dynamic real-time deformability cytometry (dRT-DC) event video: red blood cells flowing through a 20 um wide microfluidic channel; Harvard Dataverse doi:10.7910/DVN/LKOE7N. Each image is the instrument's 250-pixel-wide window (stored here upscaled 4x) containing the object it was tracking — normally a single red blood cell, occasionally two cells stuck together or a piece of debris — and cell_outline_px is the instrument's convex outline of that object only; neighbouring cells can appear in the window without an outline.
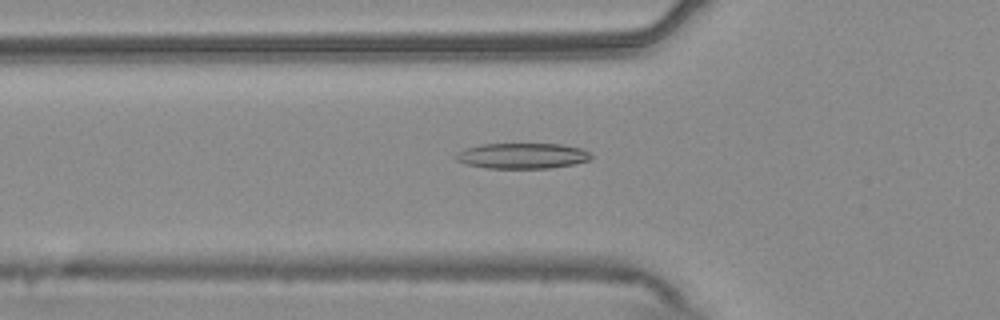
{"species": "common noctule bat (a hibernating species)", "species_latin": "Nyctalus noctula", "temperature_condition": "warm", "stored_images_in_passage": 54, "camera_frame_rate_fps": 3000, "um_per_image_px": 0.085, "animal": {"sex": "male", "body_mass_g": 20.4}, "frame": {"image": 1, "passage_image": 19, "time_ms": 6.0, "image_size_px": [1000, 320], "cell_outline_px": [[592, 160], [572, 164], [548, 168], [484, 168], [464, 164], [456, 160], [456, 156], [464, 148], [480, 144], [560, 144], [580, 148], [588, 152], [592, 156]], "centroid_in_image_um": [44.37, 13.25], "position_along_channel_um": 81.4, "area_um2": 20.11}}
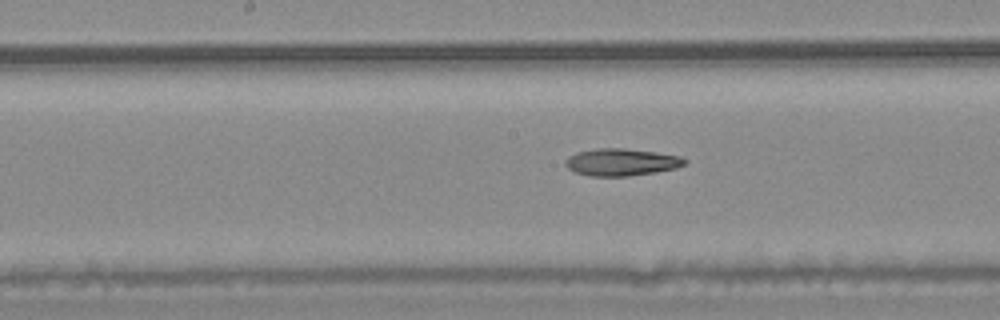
{"frame": {"image": 2, "passage_image": 28, "time_ms": 9.0, "image_size_px": [1000, 320], "cell_outline_px": [[688, 160], [684, 164], [676, 168], [656, 172], [628, 176], [588, 176], [576, 172], [568, 168], [564, 164], [564, 160], [568, 156], [576, 152], [596, 148], [624, 148], [680, 156]], "centroid_in_image_um": [52.77, 13.78], "position_along_channel_um": 195.4, "area_um2": 18.9}}
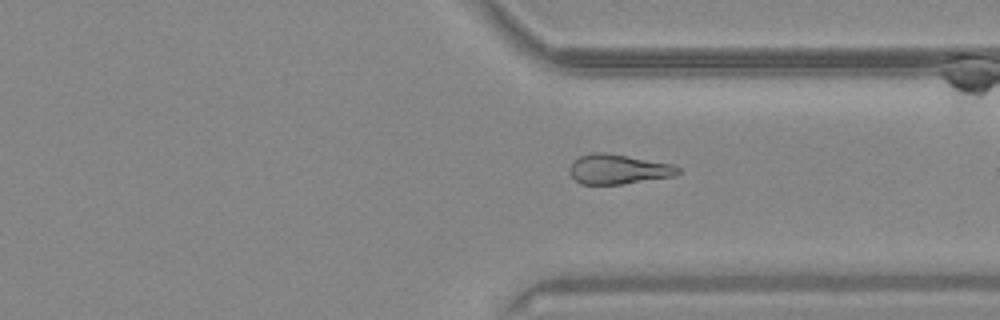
{"frame": {"image": 3, "passage_image": 41, "time_ms": 13.333, "image_size_px": [1000, 320], "cell_outline_px": [[680, 172], [676, 176], [624, 184], [580, 184], [568, 172], [568, 168], [572, 160], [580, 156], [592, 152], [604, 152], [628, 156], [672, 164], [680, 168]], "centroid_in_image_um": [52.53, 14.38], "position_along_channel_um": 358.9, "area_um2": 19.02}}